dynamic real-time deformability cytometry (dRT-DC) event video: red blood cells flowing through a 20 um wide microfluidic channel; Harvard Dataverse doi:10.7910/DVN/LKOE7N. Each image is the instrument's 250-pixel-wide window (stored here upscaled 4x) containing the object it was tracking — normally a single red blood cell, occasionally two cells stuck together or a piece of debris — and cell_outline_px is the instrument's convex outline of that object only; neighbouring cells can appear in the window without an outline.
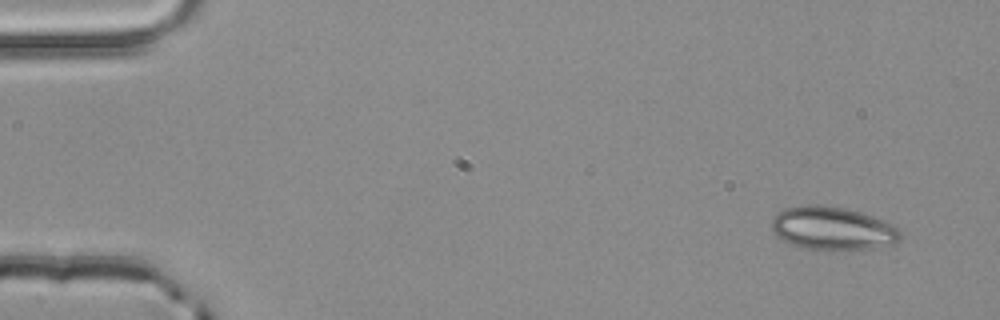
{"species": "common noctule bat (a hibernating species)", "species_latin": "Nyctalus noctula", "temperature_condition": "room temperature", "stored_images_in_passage": 3, "camera_frame_rate_fps": 3000, "um_per_image_px": 0.085, "animal": {"sex": "male", "body_mass_g": 20.4}, "frame": {"image": 1, "passage_image": 1, "time_ms": 0.0, "image_size_px": [1000, 320], "cell_outline_px": [[900, 240], [896, 244], [880, 248], [832, 252], [816, 252], [804, 248], [784, 240], [776, 236], [772, 228], [772, 216], [784, 208], [804, 204], [816, 204], [844, 208], [860, 212], [884, 220], [892, 224], [900, 232]], "centroid_in_image_um": [70.78, 19.45], "position_along_channel_um": 14.2, "area_um2": 33.41}}